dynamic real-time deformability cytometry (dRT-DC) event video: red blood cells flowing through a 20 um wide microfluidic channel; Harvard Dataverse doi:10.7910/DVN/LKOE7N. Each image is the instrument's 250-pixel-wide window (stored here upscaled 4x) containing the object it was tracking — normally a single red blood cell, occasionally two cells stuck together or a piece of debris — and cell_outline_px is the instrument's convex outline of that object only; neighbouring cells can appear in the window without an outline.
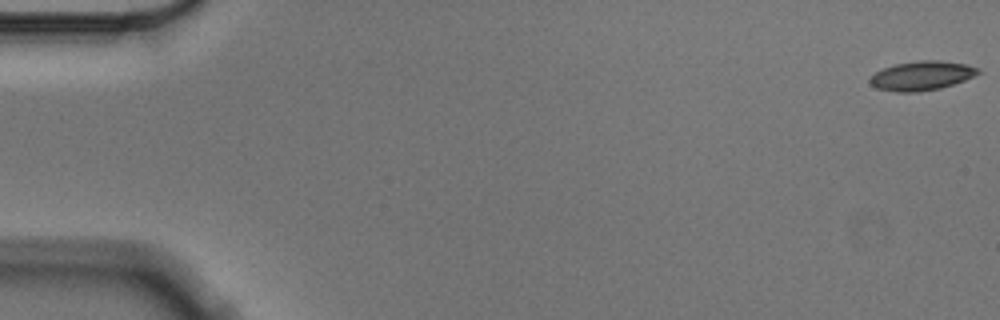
{"species": "Egyptian fruit bat (a non-hibernating species)", "species_latin": "Rousettus aegyptiacus", "temperature_condition": "cold", "stored_images_in_passage": 57, "camera_frame_rate_fps": 3000, "um_per_image_px": 0.085, "animal": {"sex": "male"}, "frame": {"image": 1, "passage_image": 1, "time_ms": 0.0, "image_size_px": [1000, 320], "cell_outline_px": [[980, 72], [964, 80], [940, 88], [916, 92], [896, 92], [876, 88], [868, 80], [876, 72], [884, 68], [896, 64], [920, 60], [940, 60], [964, 64], [980, 68]], "centroid_in_image_um": [78.33, 6.43], "position_along_channel_um": 6.7, "area_um2": 18.15}}
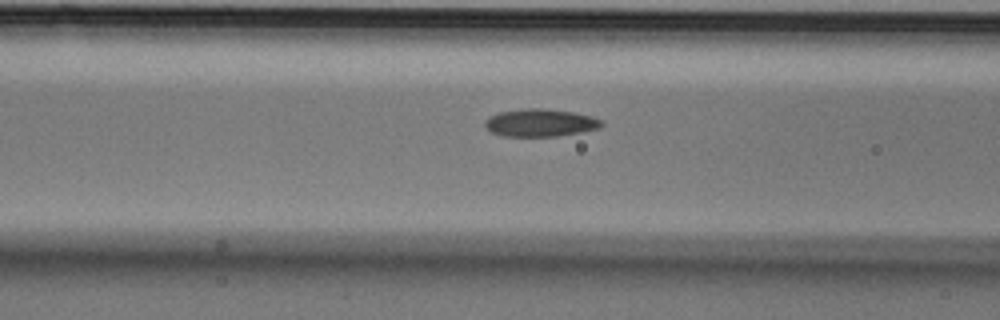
{"frame": {"image": 2, "passage_image": 23, "time_ms": 7.333, "image_size_px": [1000, 320], "cell_outline_px": [[604, 124], [600, 128], [580, 132], [556, 136], [504, 136], [492, 132], [484, 124], [484, 120], [488, 116], [500, 112], [528, 108], [544, 108], [572, 112], [592, 116], [604, 120]], "centroid_in_image_um": [45.95, 10.43], "position_along_channel_um": 120.7, "area_um2": 18.79}}
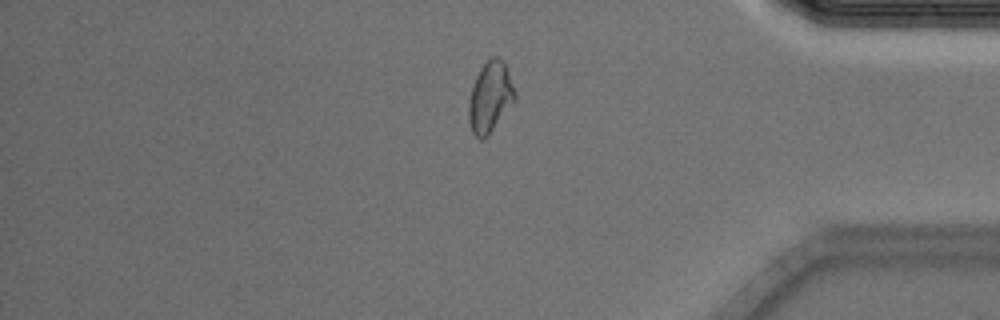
{"frame": {"image": 3, "passage_image": 48, "time_ms": 15.667, "image_size_px": [1000, 320], "cell_outline_px": [[516, 100], [488, 136], [480, 140], [472, 132], [468, 120], [468, 100], [472, 84], [480, 68], [488, 56], [500, 56], [504, 60], [516, 92]], "centroid_in_image_um": [41.66, 8.22], "position_along_channel_um": 393.5, "area_um2": 19.59}, "authors_computed_cell_mechanics": {"area_um2": 18.3804, "velocity_mm_per_s": 3.5546, "shape_relaxation_time_tau1_ms": 9.8206, "shape_relaxation_time_tau2_ms": 3.9325, "deformation_change_tau1": 0.1666, "deformation_change_tau2": 0.0835}}